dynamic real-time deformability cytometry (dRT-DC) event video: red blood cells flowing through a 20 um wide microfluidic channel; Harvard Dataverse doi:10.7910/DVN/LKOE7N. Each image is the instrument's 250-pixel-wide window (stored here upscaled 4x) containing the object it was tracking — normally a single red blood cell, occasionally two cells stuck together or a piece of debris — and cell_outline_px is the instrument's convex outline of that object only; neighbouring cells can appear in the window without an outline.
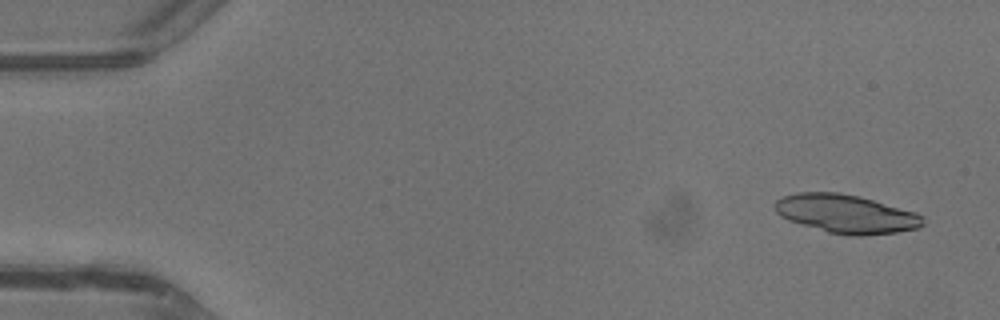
{"species": "common noctule bat (a hibernating species)", "species_latin": "Nyctalus noctula", "temperature_condition": "warm", "stored_images_in_passage": 5, "camera_frame_rate_fps": 3000, "um_per_image_px": 0.085, "animal": {"sex": "male", "body_mass_g": 13.3}, "frame": {"image": 1, "passage_image": 1, "time_ms": 0.0, "image_size_px": [1000, 320], "cell_outline_px": [[924, 224], [920, 228], [896, 232], [864, 236], [848, 236], [828, 232], [788, 220], [780, 216], [776, 212], [772, 204], [776, 200], [784, 196], [796, 192], [840, 192], [860, 196], [916, 212], [924, 216]], "centroid_in_image_um": [71.92, 18.17], "position_along_channel_um": 13.1, "area_um2": 33.64}}